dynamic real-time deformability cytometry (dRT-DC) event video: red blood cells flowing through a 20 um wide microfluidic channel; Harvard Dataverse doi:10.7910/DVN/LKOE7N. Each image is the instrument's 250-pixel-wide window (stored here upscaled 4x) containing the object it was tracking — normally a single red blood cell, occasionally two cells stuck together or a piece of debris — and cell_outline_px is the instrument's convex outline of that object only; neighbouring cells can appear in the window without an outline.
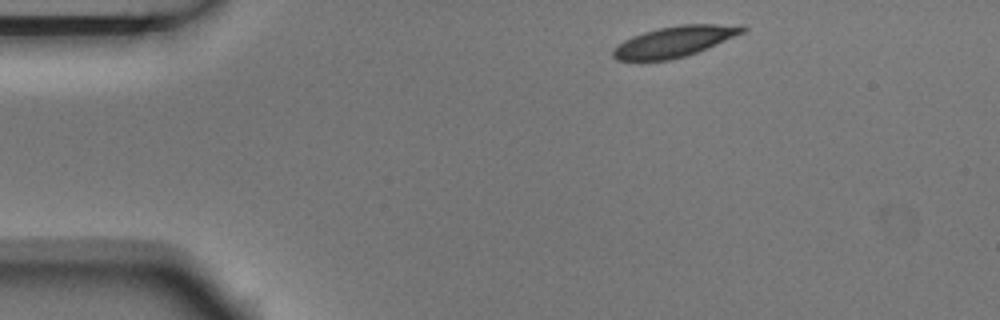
{"species": "Egyptian fruit bat (a non-hibernating species)", "species_latin": "Rousettus aegyptiacus", "temperature_condition": "room temperature", "stored_images_in_passage": 3, "camera_frame_rate_fps": 3000, "um_per_image_px": 0.085, "animal": {"sex": "male"}, "frame": {"image": 1, "passage_image": 1, "time_ms": 0.0, "image_size_px": [1000, 320], "cell_outline_px": [[748, 28], [744, 32], [708, 48], [684, 56], [668, 60], [616, 60], [612, 56], [612, 48], [616, 44], [632, 36], [644, 32], [660, 28], [680, 24], [744, 24]], "centroid_in_image_um": [57.34, 3.51], "position_along_channel_um": 27.7, "area_um2": 23.24}}
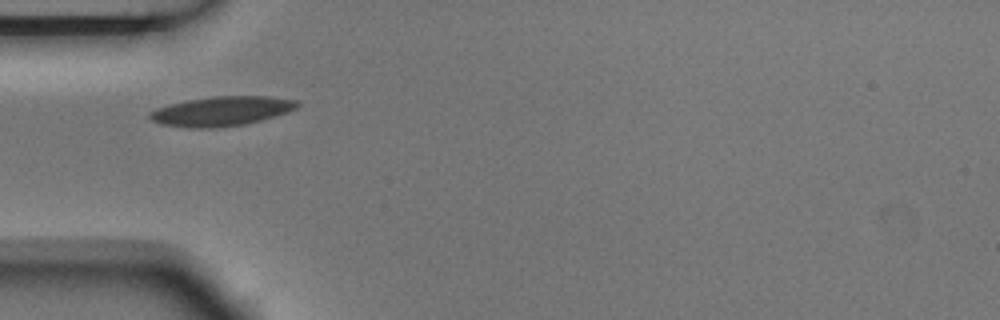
{"frame": {"image": 2, "passage_image": 3, "time_ms": 0.667, "image_size_px": [1000, 320], "cell_outline_px": [[300, 104], [296, 108], [288, 112], [260, 120], [244, 124], [212, 128], [192, 128], [160, 124], [152, 120], [148, 116], [148, 112], [156, 108], [168, 104], [188, 100], [216, 96], [268, 96], [300, 100]], "centroid_in_image_um": [18.83, 9.44], "position_along_channel_um": 66.2, "area_um2": 25.37}}